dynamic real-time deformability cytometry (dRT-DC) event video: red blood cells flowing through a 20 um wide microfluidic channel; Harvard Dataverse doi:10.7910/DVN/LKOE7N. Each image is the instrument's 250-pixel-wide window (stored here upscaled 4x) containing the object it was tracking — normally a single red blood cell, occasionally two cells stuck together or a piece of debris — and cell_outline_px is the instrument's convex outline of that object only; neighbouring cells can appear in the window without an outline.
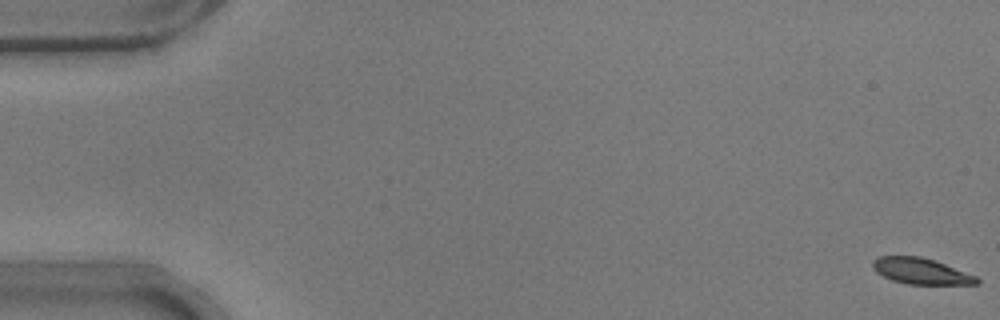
{"species": "common noctule bat (a hibernating species)", "species_latin": "Nyctalus noctula", "temperature_condition": "warm", "stored_images_in_passage": 54, "camera_frame_rate_fps": 3000, "um_per_image_px": 0.085, "animal": {"sex": "male", "body_mass_g": 17.9}, "frame": {"image": 1, "passage_image": 1, "time_ms": 0.0, "image_size_px": [1000, 320], "cell_outline_px": [[980, 284], [908, 284], [892, 280], [876, 272], [872, 268], [872, 260], [880, 256], [920, 256], [936, 260], [976, 276], [980, 280]], "centroid_in_image_um": [78.28, 23.04], "position_along_channel_um": 6.7, "area_um2": 15.84}}
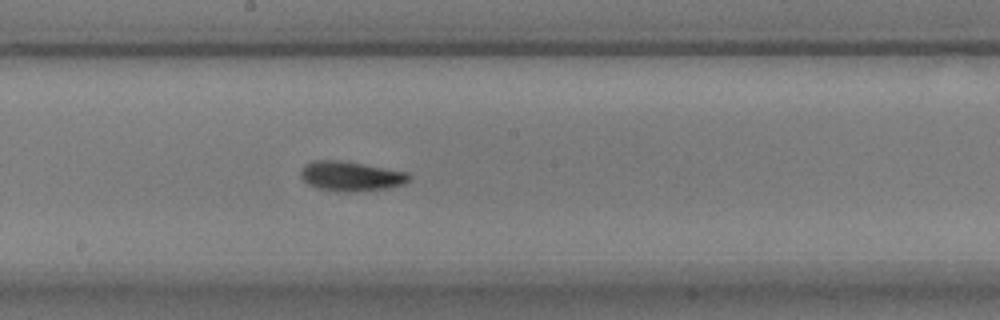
{"frame": {"image": 2, "passage_image": 30, "time_ms": 9.667, "image_size_px": [1000, 320], "cell_outline_px": [[412, 176], [404, 184], [388, 188], [348, 192], [336, 192], [316, 188], [308, 184], [300, 176], [300, 168], [304, 164], [312, 160], [340, 160], [408, 172]], "centroid_in_image_um": [29.78, 14.97], "position_along_channel_um": 218.4, "area_um2": 18.96}}
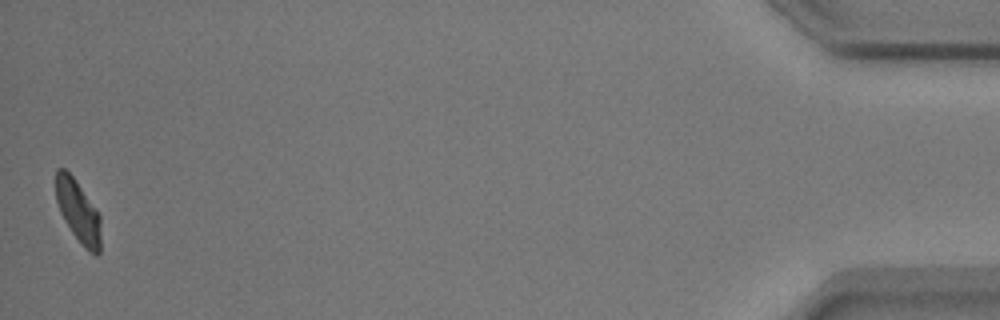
{"frame": {"image": 3, "passage_image": 54, "time_ms": 17.667, "image_size_px": [1000, 320], "cell_outline_px": [[100, 252], [96, 256], [88, 252], [84, 248], [72, 232], [64, 220], [60, 212], [56, 200], [56, 168], [64, 168], [72, 176], [100, 216]], "centroid_in_image_um": [6.63, 18.01], "position_along_channel_um": 428.6, "area_um2": 16.01}, "authors_computed_cell_mechanics": {"area_um2": 17.2822, "velocity_mm_per_s": 3.7617, "shape_relaxation_time_tau1_ms": 1.9785, "shape_relaxation_time_tau2_ms": 2.4394, "deformation_change_tau1": 0.1593, "deformation_change_tau2": 0.0982}}